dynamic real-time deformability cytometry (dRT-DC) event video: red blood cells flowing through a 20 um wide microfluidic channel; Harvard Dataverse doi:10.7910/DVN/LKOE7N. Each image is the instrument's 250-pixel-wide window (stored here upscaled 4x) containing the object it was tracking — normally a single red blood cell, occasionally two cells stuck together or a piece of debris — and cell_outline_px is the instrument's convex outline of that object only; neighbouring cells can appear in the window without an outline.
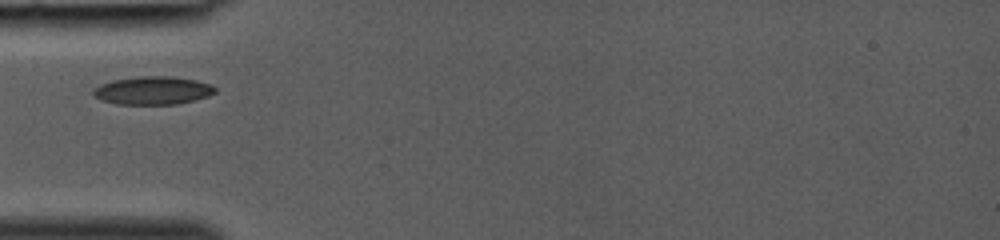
{"species": "common noctule bat (a hibernating species)", "species_latin": "Nyctalus noctula", "temperature_condition": "room temperature", "stored_images_in_passage": 23, "camera_frame_rate_fps": 3000, "um_per_image_px": 0.085, "animal": {"sex": "female", "body_mass_g": 19.0, "forearm_length_mm": 53.3}, "frame": {"image": 1, "passage_image": 1, "time_ms": 0.0, "image_size_px": [1000, 240], "cell_outline_px": [[216, 92], [208, 96], [176, 104], [116, 104], [100, 100], [92, 96], [92, 88], [100, 84], [112, 80], [136, 76], [168, 76], [196, 80], [212, 84], [216, 88]], "centroid_in_image_um": [12.93, 7.68], "position_along_channel_um": 72.1, "area_um2": 20.17}}
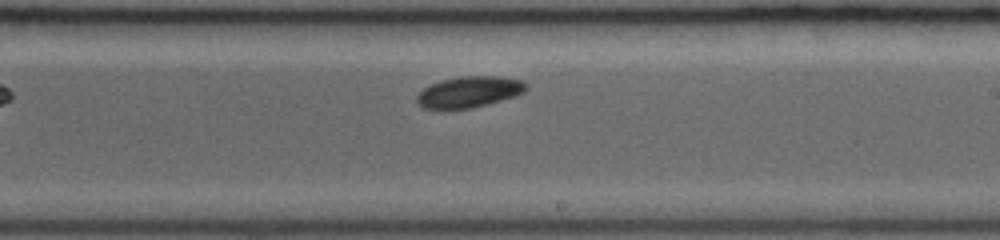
{"frame": {"image": 2, "passage_image": 12, "time_ms": 3.667, "image_size_px": [1000, 240], "cell_outline_px": [[528, 88], [524, 92], [516, 96], [472, 108], [424, 108], [416, 100], [416, 96], [424, 88], [440, 80], [460, 76], [500, 76], [524, 80], [528, 84]], "centroid_in_image_um": [39.94, 7.79], "position_along_channel_um": 249.1, "area_um2": 19.77}}
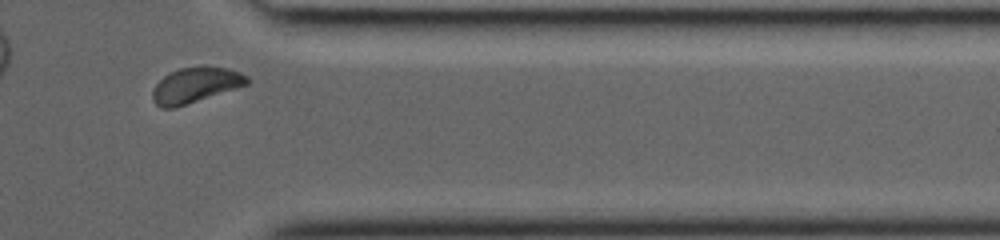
{"frame": {"image": 3, "passage_image": 21, "time_ms": 6.667, "image_size_px": [1000, 240], "cell_outline_px": [[248, 84], [172, 108], [160, 108], [152, 100], [152, 88], [164, 76], [180, 68], [228, 68], [240, 72], [248, 76]], "centroid_in_image_um": [16.57, 7.25], "position_along_channel_um": 394.8, "area_um2": 18.73}}